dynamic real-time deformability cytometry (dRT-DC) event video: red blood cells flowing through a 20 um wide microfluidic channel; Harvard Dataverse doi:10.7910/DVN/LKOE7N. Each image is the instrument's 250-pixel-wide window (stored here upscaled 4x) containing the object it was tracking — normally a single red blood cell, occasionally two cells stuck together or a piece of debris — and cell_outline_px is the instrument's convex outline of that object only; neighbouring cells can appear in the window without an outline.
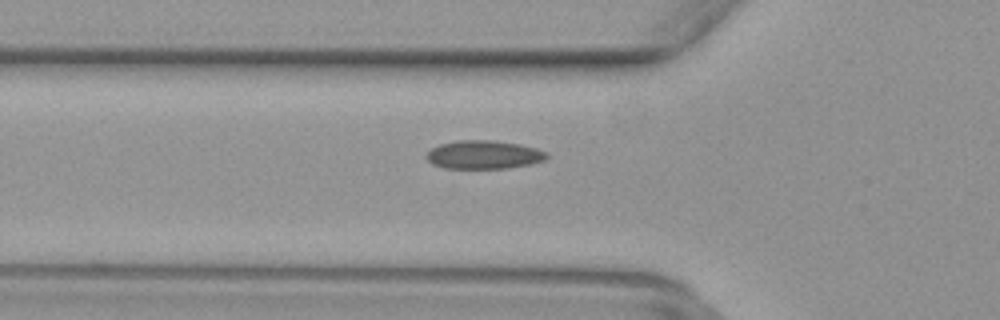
{"species": "common noctule bat (a hibernating species)", "species_latin": "Nyctalus noctula", "temperature_condition": "warm", "stored_images_in_passage": 36, "camera_frame_rate_fps": 3000, "um_per_image_px": 0.085, "animal": {"sex": "female", "body_mass_g": 29.2, "forearm_length_mm": 56.3}, "frame": {"image": 1, "passage_image": 9, "time_ms": 2.667, "image_size_px": [1000, 320], "cell_outline_px": [[548, 156], [544, 160], [532, 164], [508, 168], [444, 168], [432, 164], [424, 156], [432, 148], [440, 144], [456, 140], [492, 140], [520, 144], [536, 148], [548, 152]], "centroid_in_image_um": [41.13, 13.15], "position_along_channel_um": 84.7, "area_um2": 20.06}}
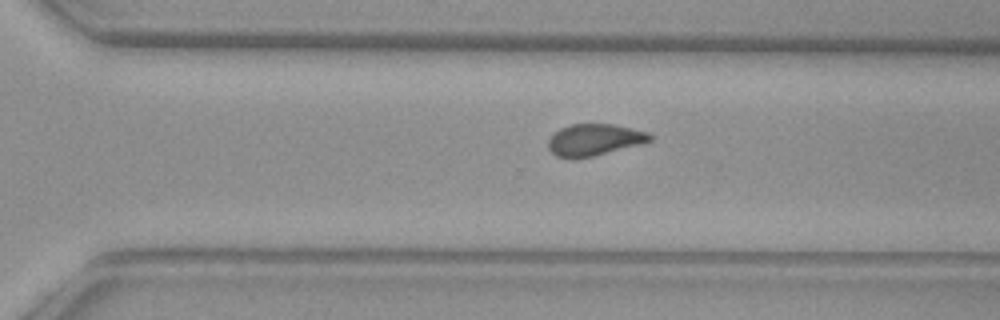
{"frame": {"image": 2, "passage_image": 26, "time_ms": 8.333, "image_size_px": [1000, 320], "cell_outline_px": [[652, 140], [640, 144], [592, 156], [572, 160], [568, 160], [556, 156], [548, 148], [548, 140], [560, 128], [572, 124], [612, 124], [632, 128], [648, 132], [652, 136]], "centroid_in_image_um": [50.49, 11.9], "position_along_channel_um": 320.1, "area_um2": 18.79}}
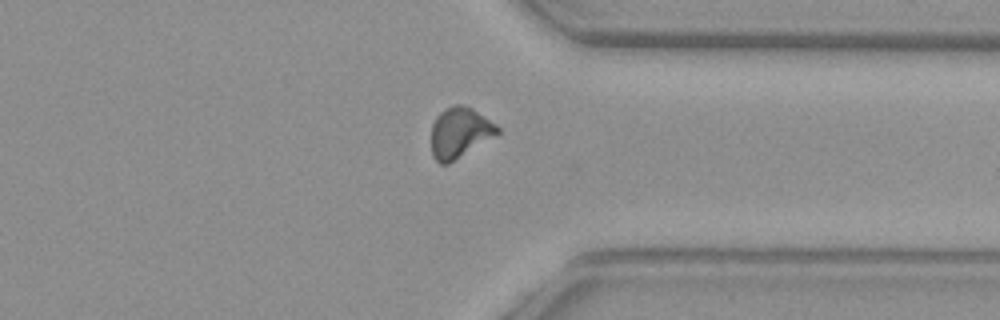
{"frame": {"image": 3, "passage_image": 30, "time_ms": 9.667, "image_size_px": [1000, 320], "cell_outline_px": [[500, 132], [496, 136], [448, 164], [440, 164], [432, 156], [432, 124], [436, 116], [440, 112], [452, 104], [460, 104], [472, 108], [496, 124], [500, 128]], "centroid_in_image_um": [39.08, 11.27], "position_along_channel_um": 372.3, "area_um2": 19.54}}